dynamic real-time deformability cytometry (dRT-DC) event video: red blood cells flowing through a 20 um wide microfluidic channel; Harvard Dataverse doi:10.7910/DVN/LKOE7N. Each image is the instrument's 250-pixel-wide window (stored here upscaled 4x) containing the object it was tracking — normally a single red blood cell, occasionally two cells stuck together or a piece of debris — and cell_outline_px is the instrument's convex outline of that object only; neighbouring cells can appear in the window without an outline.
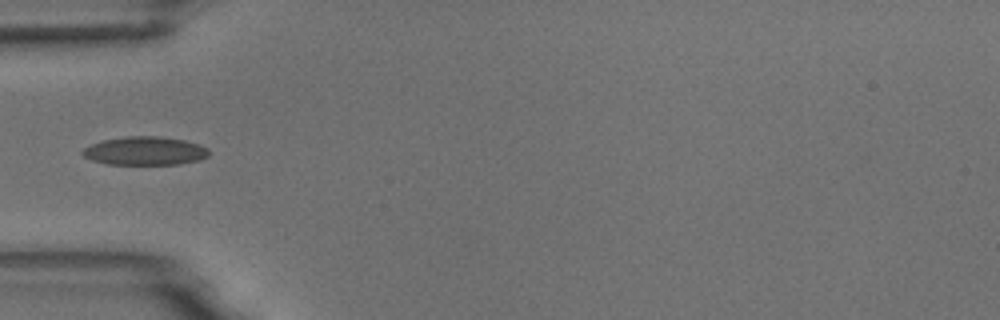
{"species": "common noctule bat (a hibernating species)", "species_latin": "Nyctalus noctula", "temperature_condition": "room temperature", "stored_images_in_passage": 2, "camera_frame_rate_fps": 3000, "um_per_image_px": 0.085, "animal": {"sex": "male", "body_mass_g": 18.8}, "frame": {"image": 1, "passage_image": 2, "time_ms": 1.0, "image_size_px": [1000, 320], "cell_outline_px": [[208, 156], [200, 160], [180, 164], [108, 164], [92, 160], [84, 156], [80, 152], [84, 148], [92, 144], [104, 140], [128, 136], [156, 136], [184, 140], [200, 144], [208, 148]], "centroid_in_image_um": [12.34, 12.83], "position_along_channel_um": 72.7, "area_um2": 20.87}}